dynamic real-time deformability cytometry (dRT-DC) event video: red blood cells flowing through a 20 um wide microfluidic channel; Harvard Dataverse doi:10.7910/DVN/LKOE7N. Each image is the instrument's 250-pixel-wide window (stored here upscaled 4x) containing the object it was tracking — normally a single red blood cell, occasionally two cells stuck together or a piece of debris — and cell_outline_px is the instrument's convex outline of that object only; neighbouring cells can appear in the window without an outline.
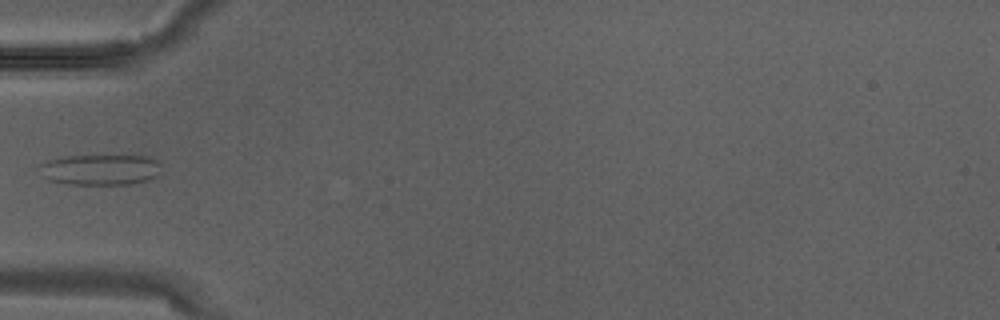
{"species": "Egyptian fruit bat (a non-hibernating species)", "species_latin": "Rousettus aegyptiacus", "temperature_condition": "warm", "stored_images_in_passage": 2, "camera_frame_rate_fps": 3000, "um_per_image_px": 0.085, "animal": {"sex": "male"}, "frame": {"image": 1, "passage_image": 2, "time_ms": 0.333, "image_size_px": [1000, 320], "cell_outline_px": [[160, 164], [156, 176], [148, 180], [128, 184], [68, 184], [48, 180], [36, 168], [40, 164], [48, 160], [64, 156], [148, 156], [156, 160]], "centroid_in_image_um": [8.47, 14.42], "position_along_channel_um": 76.5, "area_um2": 21.73}}